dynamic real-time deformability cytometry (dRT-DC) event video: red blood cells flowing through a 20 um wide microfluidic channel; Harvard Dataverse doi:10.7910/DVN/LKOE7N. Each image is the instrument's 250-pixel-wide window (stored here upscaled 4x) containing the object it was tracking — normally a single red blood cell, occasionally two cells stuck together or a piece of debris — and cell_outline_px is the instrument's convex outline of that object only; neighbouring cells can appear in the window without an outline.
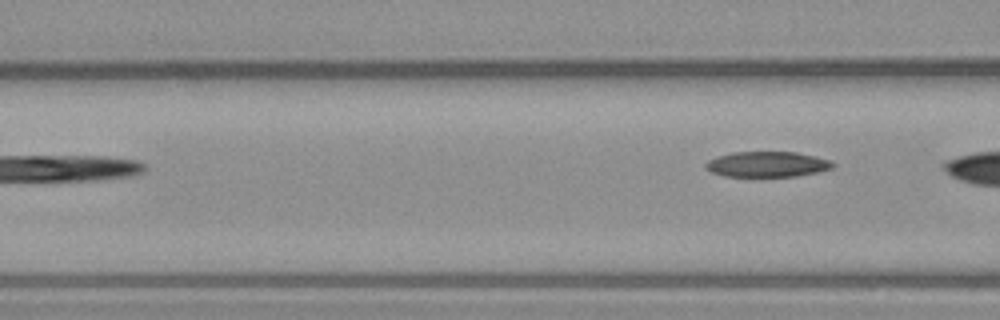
{"species": "common noctule bat (a hibernating species)", "species_latin": "Nyctalus noctula", "temperature_condition": "warm", "stored_images_in_passage": 4, "segment_of_instrument_passage": [2, 2], "camera_frame_rate_fps": 3000, "um_per_image_px": 0.085, "animal": {"sex": "male", "body_mass_g": 23.1, "forearm_length_mm": 52.7}, "frame": {"image": 1, "passage_image": 4, "time_ms": 4.667, "image_size_px": [1000, 320], "cell_outline_px": [[836, 164], [832, 168], [816, 172], [796, 176], [724, 176], [712, 172], [704, 168], [704, 164], [708, 160], [716, 156], [732, 152], [796, 152], [832, 160]], "centroid_in_image_um": [65.19, 13.95], "position_along_channel_um": 101.4, "area_um2": 18.9}}